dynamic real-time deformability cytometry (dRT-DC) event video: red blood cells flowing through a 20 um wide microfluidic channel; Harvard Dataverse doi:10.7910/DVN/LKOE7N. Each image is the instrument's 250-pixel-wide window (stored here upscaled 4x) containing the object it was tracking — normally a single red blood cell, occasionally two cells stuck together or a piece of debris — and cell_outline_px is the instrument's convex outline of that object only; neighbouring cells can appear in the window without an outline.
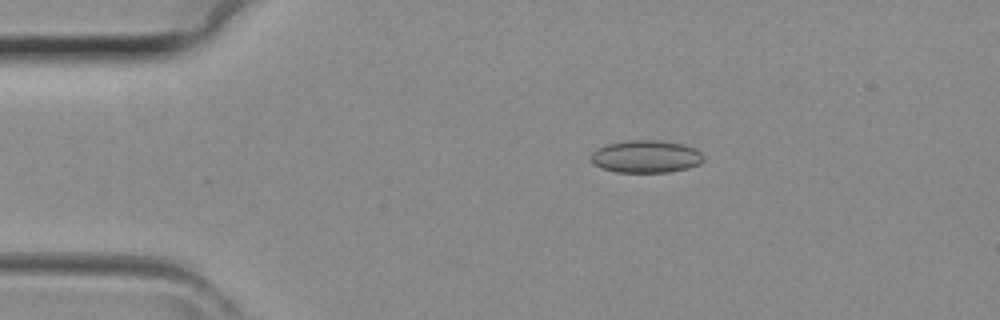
{"species": "common noctule bat (a hibernating species)", "species_latin": "Nyctalus noctula", "temperature_condition": "room temperature", "stored_images_in_passage": 42, "camera_frame_rate_fps": 3000, "um_per_image_px": 0.085, "animal": {"sex": "female", "body_mass_g": 29.2, "forearm_length_mm": 56.3}, "frame": {"image": 1, "passage_image": 8, "time_ms": 2.333, "image_size_px": [1000, 320], "cell_outline_px": [[704, 160], [700, 164], [688, 168], [668, 172], [616, 172], [600, 168], [592, 164], [592, 152], [608, 144], [632, 140], [656, 140], [684, 144], [696, 148], [704, 156]], "centroid_in_image_um": [54.94, 13.31], "position_along_channel_um": 30.1, "area_um2": 21.33}}
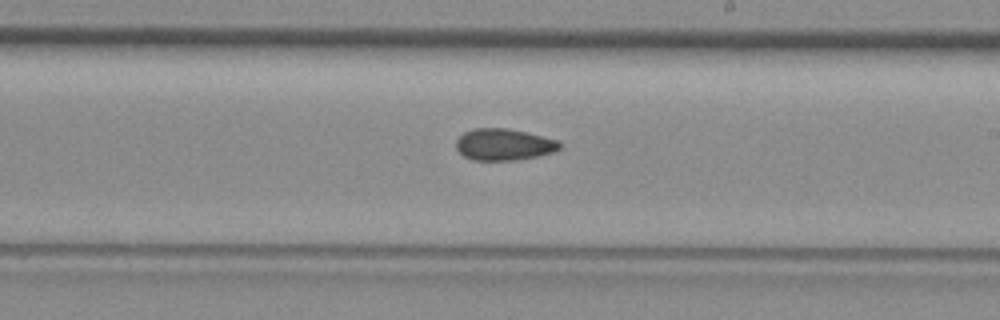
{"frame": {"image": 2, "passage_image": 24, "time_ms": 7.667, "image_size_px": [1000, 320], "cell_outline_px": [[560, 148], [552, 152], [536, 156], [512, 160], [472, 160], [464, 156], [456, 148], [456, 140], [464, 132], [476, 128], [504, 128], [524, 132], [560, 140]], "centroid_in_image_um": [42.8, 12.28], "position_along_channel_um": 246.2, "area_um2": 18.84}}
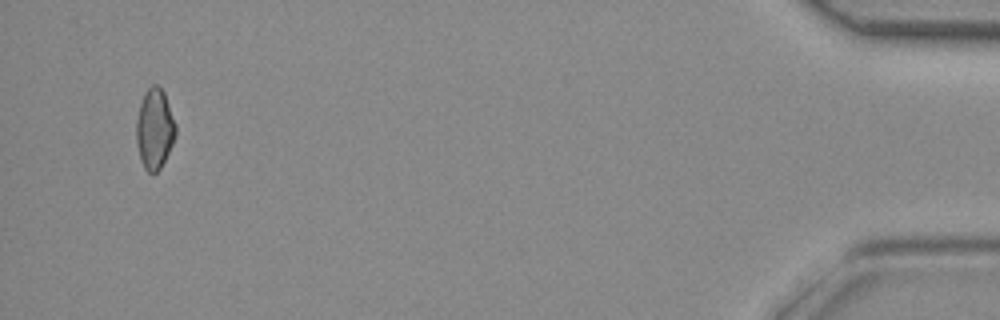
{"frame": {"image": 3, "passage_image": 40, "time_ms": 13.0, "image_size_px": [1000, 320], "cell_outline_px": [[176, 132], [172, 144], [160, 168], [156, 172], [148, 172], [144, 168], [140, 160], [136, 144], [136, 120], [140, 104], [144, 92], [152, 84], [156, 84], [164, 92], [176, 124]], "centroid_in_image_um": [13.12, 10.94], "position_along_channel_um": 422.1, "area_um2": 18.38}}